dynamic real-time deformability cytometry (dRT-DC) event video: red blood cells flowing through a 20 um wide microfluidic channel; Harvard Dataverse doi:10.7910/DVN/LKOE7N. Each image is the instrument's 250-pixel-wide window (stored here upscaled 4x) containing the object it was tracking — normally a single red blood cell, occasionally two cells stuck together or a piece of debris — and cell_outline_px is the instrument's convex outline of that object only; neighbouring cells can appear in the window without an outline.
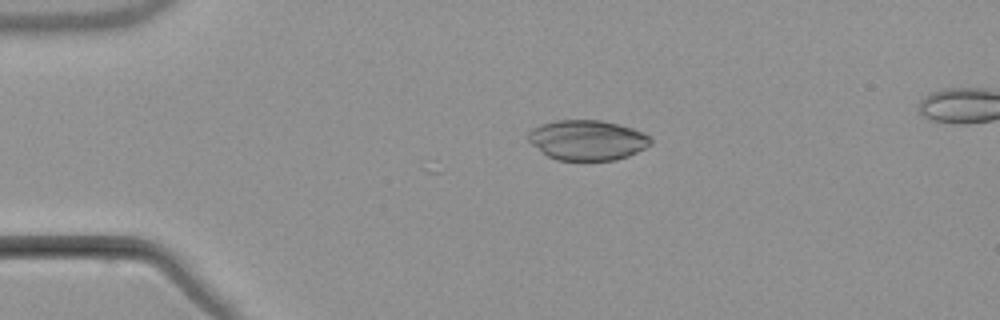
{"species": "common noctule bat (a hibernating species)", "species_latin": "Nyctalus noctula", "temperature_condition": "warm", "stored_images_in_passage": 8, "camera_frame_rate_fps": 3000, "um_per_image_px": 0.085, "animal": {"sex": "male", "body_mass_g": 21.5, "forearm_length_mm": 52.0}, "frame": {"image": 1, "passage_image": 5, "time_ms": 5.0, "image_size_px": [1000, 320], "cell_outline_px": [[652, 144], [628, 156], [616, 160], [556, 160], [548, 156], [532, 144], [528, 140], [528, 132], [532, 128], [540, 124], [556, 120], [600, 120], [620, 124], [644, 132], [652, 140]], "centroid_in_image_um": [49.92, 11.9], "position_along_channel_um": 35.1, "area_um2": 28.67}}
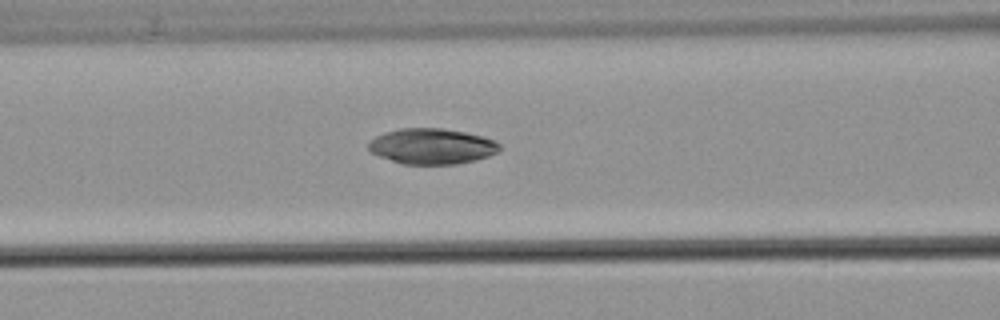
{"frame": {"image": 2, "passage_image": 8, "time_ms": 8.667, "image_size_px": [1000, 320], "cell_outline_px": [[500, 148], [496, 152], [488, 156], [456, 164], [404, 164], [380, 156], [372, 152], [368, 148], [368, 140], [384, 132], [400, 128], [444, 128], [484, 136], [496, 140], [500, 144]], "centroid_in_image_um": [36.7, 12.41], "position_along_channel_um": 129.9, "area_um2": 27.17}}